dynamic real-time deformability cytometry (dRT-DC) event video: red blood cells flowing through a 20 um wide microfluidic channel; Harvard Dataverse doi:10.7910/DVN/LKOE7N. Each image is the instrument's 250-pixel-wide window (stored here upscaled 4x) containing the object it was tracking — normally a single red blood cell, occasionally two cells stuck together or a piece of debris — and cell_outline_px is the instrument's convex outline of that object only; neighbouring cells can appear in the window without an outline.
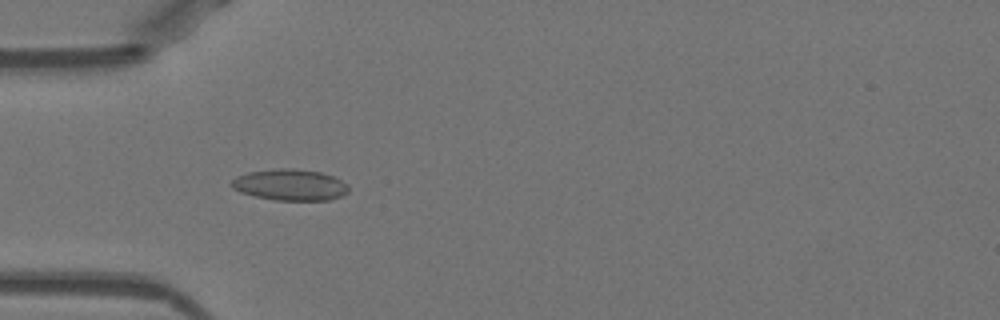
{"species": "Egyptian fruit bat (a non-hibernating species)", "species_latin": "Rousettus aegyptiacus", "temperature_condition": "warm", "stored_images_in_passage": 51, "camera_frame_rate_fps": 3000, "um_per_image_px": 0.085, "animal": {"sex": "female"}, "frame": {"image": 1, "passage_image": 16, "time_ms": 5.0, "image_size_px": [1000, 320], "cell_outline_px": [[348, 192], [340, 196], [328, 200], [276, 200], [252, 196], [240, 192], [232, 188], [228, 184], [236, 176], [248, 172], [280, 168], [292, 168], [320, 172], [332, 176], [348, 184]], "centroid_in_image_um": [24.61, 15.71], "position_along_channel_um": 60.4, "area_um2": 21.39}}
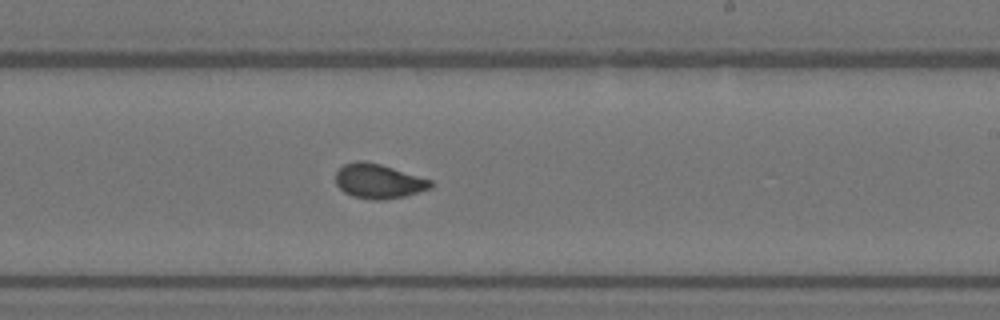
{"frame": {"image": 2, "passage_image": 31, "time_ms": 10.0, "image_size_px": [1000, 320], "cell_outline_px": [[432, 188], [404, 196], [384, 200], [372, 200], [352, 196], [344, 192], [336, 184], [336, 172], [344, 164], [356, 160], [364, 160], [380, 164], [432, 180]], "centroid_in_image_um": [32.16, 15.4], "position_along_channel_um": 256.8, "area_um2": 19.13}}
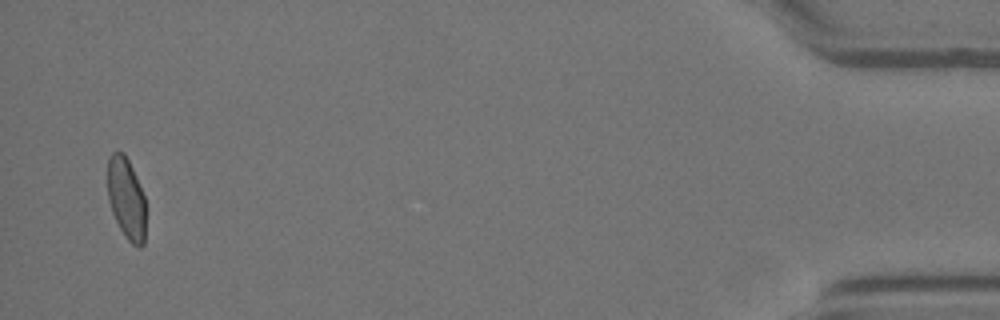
{"frame": {"image": 3, "passage_image": 50, "time_ms": 16.333, "image_size_px": [1000, 320], "cell_outline_px": [[144, 244], [140, 248], [132, 244], [128, 240], [120, 228], [112, 212], [108, 200], [108, 156], [112, 152], [124, 152], [132, 168], [144, 196]], "centroid_in_image_um": [10.72, 16.86], "position_along_channel_um": 424.5, "area_um2": 17.86}, "authors_computed_cell_mechanics": {"area_um2": 19.1318, "velocity_mm_per_s": 3.9828, "shape_relaxation_time_tau1_ms": 7.7378, "shape_relaxation_time_tau2_ms": 0.7599, "deformation_change_tau1": 0.1996, "deformation_change_tau2": 0.0473}}